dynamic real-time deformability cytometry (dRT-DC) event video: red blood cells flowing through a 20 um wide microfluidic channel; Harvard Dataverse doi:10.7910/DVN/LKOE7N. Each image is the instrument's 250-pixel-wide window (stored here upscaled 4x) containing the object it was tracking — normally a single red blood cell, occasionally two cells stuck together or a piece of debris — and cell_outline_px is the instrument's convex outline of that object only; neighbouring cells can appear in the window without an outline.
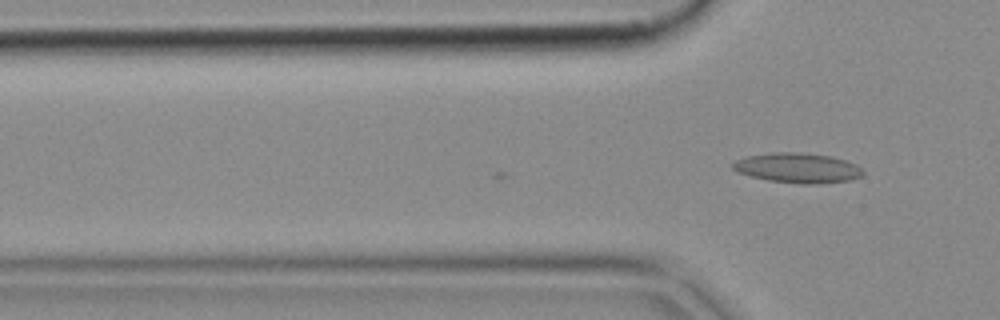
{"species": "common noctule bat (a hibernating species)", "species_latin": "Nyctalus noctula", "temperature_condition": "cold", "stored_images_in_passage": 2, "camera_frame_rate_fps": 3000, "um_per_image_px": 0.085, "animal": {"sex": "female", "body_mass_g": 18.4}, "frame": {"image": 1, "passage_image": 2, "time_ms": 0.333, "image_size_px": [1000, 320], "cell_outline_px": [[864, 172], [860, 176], [848, 180], [816, 184], [800, 184], [768, 180], [752, 176], [740, 172], [732, 168], [732, 164], [736, 160], [748, 156], [772, 152], [800, 152], [832, 156], [856, 164]], "centroid_in_image_um": [67.8, 14.27], "position_along_channel_um": 58.0, "area_um2": 22.48}}